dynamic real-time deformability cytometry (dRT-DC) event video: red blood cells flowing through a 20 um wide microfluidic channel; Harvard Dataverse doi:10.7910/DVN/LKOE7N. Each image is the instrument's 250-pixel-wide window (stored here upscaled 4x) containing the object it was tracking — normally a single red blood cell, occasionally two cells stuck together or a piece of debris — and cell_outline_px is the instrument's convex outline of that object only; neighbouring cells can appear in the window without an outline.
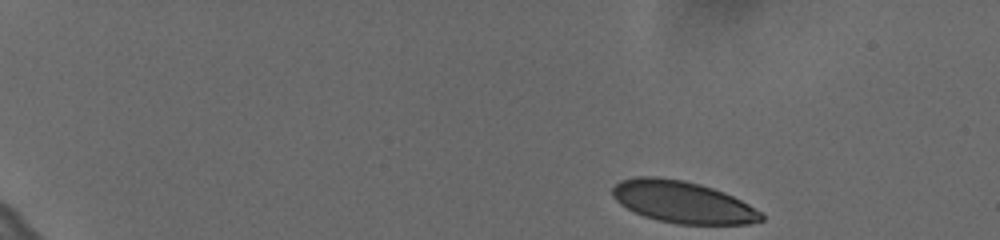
{"species": "human", "species_latin": "Homo sapiens", "temperature_condition": "cold", "stored_images_in_passage": 51, "camera_frame_rate_fps": 3000, "um_per_image_px": 0.085, "donor": {"sex": "female"}, "frame": {"image": 1, "passage_image": 1, "time_ms": 0.0, "image_size_px": [1000, 240], "cell_outline_px": [[764, 220], [748, 224], [676, 224], [644, 216], [620, 204], [612, 196], [612, 188], [620, 180], [636, 176], [656, 176], [684, 180], [700, 184], [724, 192], [748, 204], [760, 212], [764, 216]], "centroid_in_image_um": [58.01, 17.16], "position_along_channel_um": 27.0, "area_um2": 36.18}}
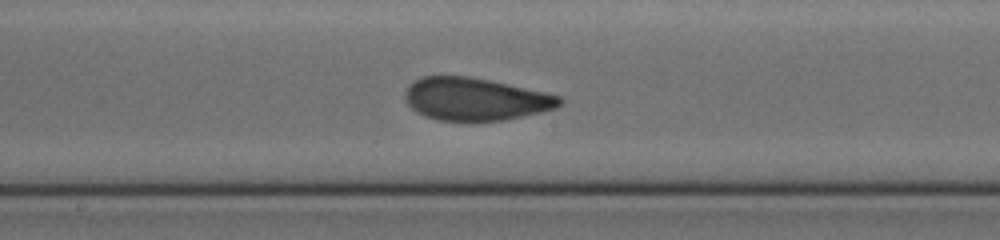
{"frame": {"image": 2, "passage_image": 27, "time_ms": 8.667, "image_size_px": [1000, 240], "cell_outline_px": [[564, 100], [556, 108], [540, 112], [504, 120], [468, 124], [436, 120], [424, 116], [416, 112], [404, 100], [404, 92], [408, 84], [420, 76], [468, 76], [488, 80], [564, 96]], "centroid_in_image_um": [40.36, 8.46], "position_along_channel_um": 207.8, "area_um2": 39.42}}
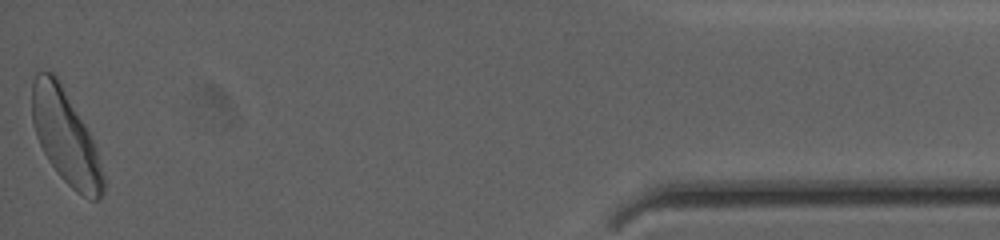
{"frame": {"image": 3, "passage_image": 51, "time_ms": 16.667, "image_size_px": [1000, 240], "cell_outline_px": [[104, 192], [100, 200], [88, 200], [76, 192], [56, 172], [48, 160], [36, 136], [32, 120], [32, 80], [36, 72], [52, 72], [56, 76], [88, 132], [96, 148], [104, 176]], "centroid_in_image_um": [5.56, 11.7], "position_along_channel_um": 429.6, "area_um2": 38.26}, "authors_computed_cell_mechanics": {"area_um2": 38.148, "velocity_mm_per_s": 3.5896, "shape_relaxation_time_tau1_ms": 3.6926, "shape_relaxation_time_tau2_ms": 1.0104, "deformation_change_tau1": 0.1288, "deformation_change_tau2": 0.0603}}